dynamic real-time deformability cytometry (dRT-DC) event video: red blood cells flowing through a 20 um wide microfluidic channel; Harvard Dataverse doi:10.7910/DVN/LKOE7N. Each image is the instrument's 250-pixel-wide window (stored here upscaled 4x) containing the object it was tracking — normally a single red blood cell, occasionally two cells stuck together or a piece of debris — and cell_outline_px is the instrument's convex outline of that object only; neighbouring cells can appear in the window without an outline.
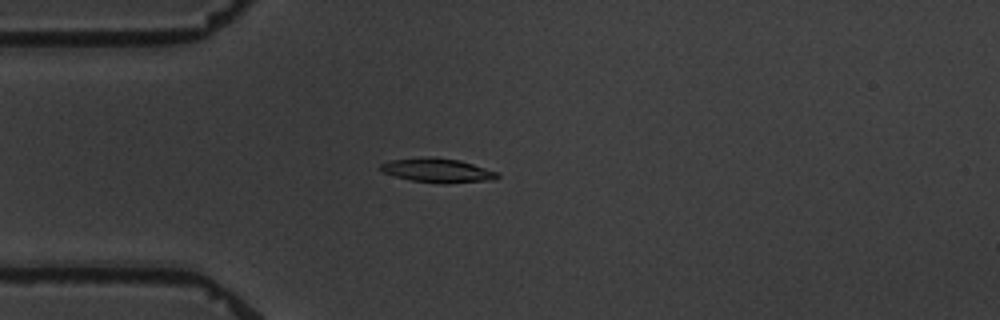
{"species": "common noctule bat (a hibernating species)", "species_latin": "Nyctalus noctula", "temperature_condition": "warm", "stored_images_in_passage": 4, "camera_frame_rate_fps": 3000, "um_per_image_px": 0.085, "animal": {"sex": "male", "body_mass_g": 19.5, "forearm_length_mm": 54.6}, "frame": {"image": 1, "passage_image": 4, "time_ms": 3.667, "image_size_px": [1000, 320], "cell_outline_px": [[500, 176], [492, 180], [444, 184], [412, 180], [396, 176], [384, 172], [380, 168], [380, 164], [392, 160], [420, 156], [436, 156], [460, 160], [500, 172]], "centroid_in_image_um": [37.24, 14.46], "position_along_channel_um": 47.8, "area_um2": 16.65}}